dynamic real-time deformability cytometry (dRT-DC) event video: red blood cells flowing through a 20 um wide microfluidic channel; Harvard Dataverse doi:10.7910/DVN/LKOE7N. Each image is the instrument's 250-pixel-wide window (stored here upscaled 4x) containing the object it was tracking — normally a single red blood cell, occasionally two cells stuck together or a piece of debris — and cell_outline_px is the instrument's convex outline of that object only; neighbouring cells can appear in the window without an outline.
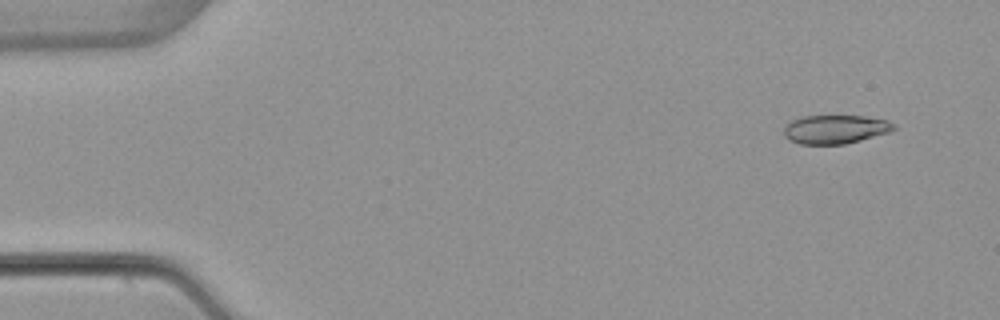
{"species": "common noctule bat (a hibernating species)", "species_latin": "Nyctalus noctula", "temperature_condition": "warm", "stored_images_in_passage": 4, "camera_frame_rate_fps": 3000, "um_per_image_px": 0.085, "animal": {"sex": "female", "body_mass_g": 22.7, "forearm_length_mm": 54.2}, "frame": {"image": 1, "passage_image": 1, "time_ms": 0.0, "image_size_px": [1000, 320], "cell_outline_px": [[896, 128], [888, 132], [860, 140], [844, 144], [800, 144], [788, 140], [784, 136], [784, 124], [792, 120], [804, 116], [864, 116], [888, 120], [896, 124]], "centroid_in_image_um": [70.97, 10.98], "position_along_channel_um": 14.0, "area_um2": 18.44}}
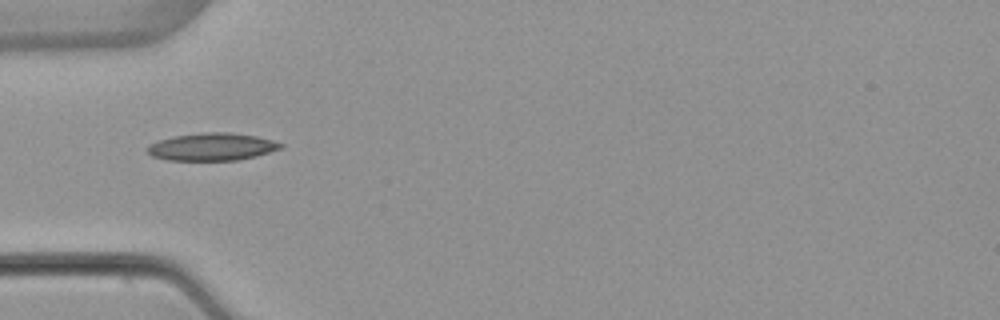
{"frame": {"image": 2, "passage_image": 4, "time_ms": 4.333, "image_size_px": [1000, 320], "cell_outline_px": [[284, 148], [256, 156], [236, 160], [168, 160], [152, 156], [144, 148], [148, 144], [160, 140], [176, 136], [204, 132], [228, 132], [256, 136], [272, 140], [284, 144]], "centroid_in_image_um": [18.03, 12.48], "position_along_channel_um": 67.0, "area_um2": 21.39}}